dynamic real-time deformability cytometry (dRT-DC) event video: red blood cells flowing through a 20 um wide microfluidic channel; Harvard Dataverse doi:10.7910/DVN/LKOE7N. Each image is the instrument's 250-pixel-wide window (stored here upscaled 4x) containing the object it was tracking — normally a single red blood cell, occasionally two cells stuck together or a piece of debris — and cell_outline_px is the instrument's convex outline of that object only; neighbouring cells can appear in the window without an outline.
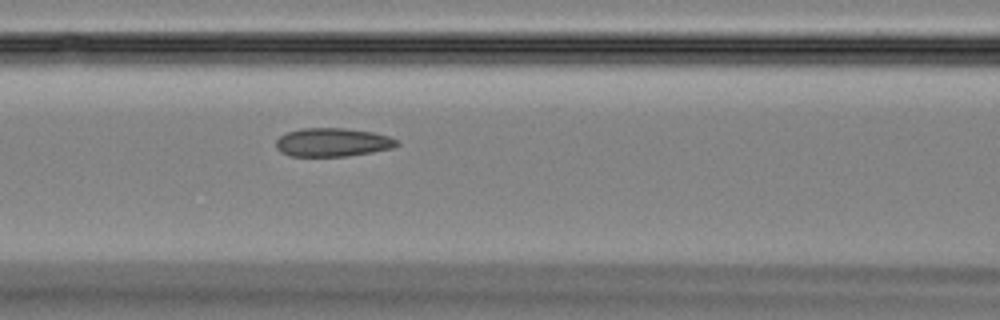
{"species": "Egyptian fruit bat (a non-hibernating species)", "species_latin": "Rousettus aegyptiacus", "temperature_condition": "room temperature", "stored_images_in_passage": 49, "camera_frame_rate_fps": 3000, "um_per_image_px": 0.085, "animal": {"sex": "female"}, "frame": {"image": 1, "passage_image": 21, "time_ms": 6.667, "image_size_px": [1000, 320], "cell_outline_px": [[400, 144], [392, 148], [372, 152], [348, 156], [288, 156], [280, 152], [276, 148], [276, 140], [280, 136], [288, 132], [304, 128], [344, 128], [372, 132], [388, 136], [396, 140]], "centroid_in_image_um": [28.25, 12.1], "position_along_channel_um": 138.4, "area_um2": 20.06}}
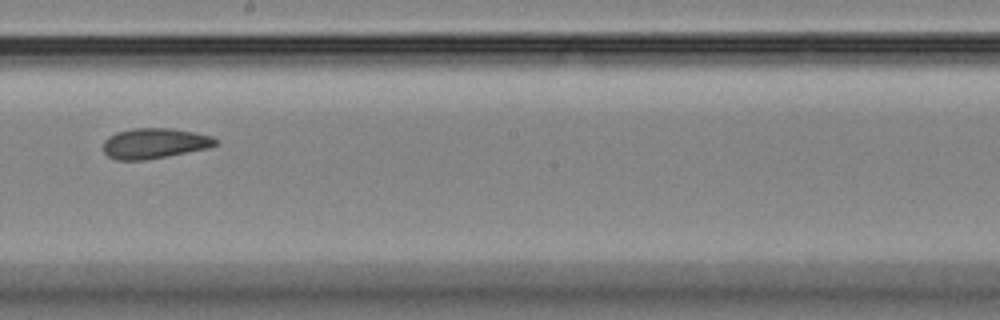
{"frame": {"image": 2, "passage_image": 28, "time_ms": 9.0, "image_size_px": [1000, 320], "cell_outline_px": [[216, 144], [208, 148], [148, 160], [116, 160], [108, 156], [104, 152], [104, 140], [108, 136], [116, 132], [132, 128], [172, 128], [212, 136], [216, 140]], "centroid_in_image_um": [13.09, 12.19], "position_along_channel_um": 235.1, "area_um2": 19.88}}
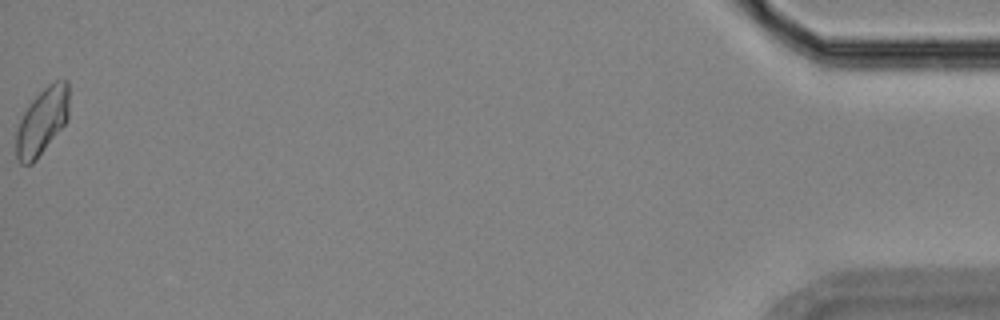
{"frame": {"image": 3, "passage_image": 49, "time_ms": 16.0, "image_size_px": [1000, 320], "cell_outline_px": [[68, 120], [36, 160], [32, 164], [20, 164], [16, 156], [16, 128], [24, 112], [32, 100], [48, 84], [56, 80], [68, 80]], "centroid_in_image_um": [3.57, 10.32], "position_along_channel_um": 431.6, "area_um2": 20.52}}